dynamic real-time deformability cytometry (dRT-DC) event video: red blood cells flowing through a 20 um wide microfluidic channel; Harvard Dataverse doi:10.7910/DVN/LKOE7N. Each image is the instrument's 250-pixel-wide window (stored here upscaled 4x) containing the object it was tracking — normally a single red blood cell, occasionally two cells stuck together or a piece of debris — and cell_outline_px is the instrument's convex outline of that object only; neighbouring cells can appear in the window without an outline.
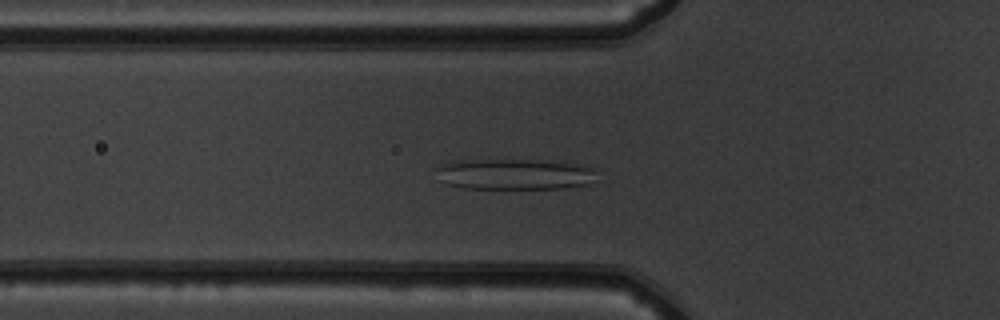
{"species": "common noctule bat (a hibernating species)", "species_latin": "Nyctalus noctula", "temperature_condition": "warm", "stored_images_in_passage": 50, "camera_frame_rate_fps": 3000, "um_per_image_px": 0.085, "animal": {"sex": "male", "body_mass_g": 19.5, "forearm_length_mm": 54.6}, "frame": {"image": 1, "passage_image": 16, "time_ms": 5.0, "image_size_px": [1000, 320], "cell_outline_px": [[596, 172], [592, 184], [564, 188], [460, 188], [444, 184], [440, 180], [432, 168], [452, 160], [532, 160], [588, 164]], "centroid_in_image_um": [43.7, 14.8], "position_along_channel_um": 82.1, "area_um2": 29.42}}
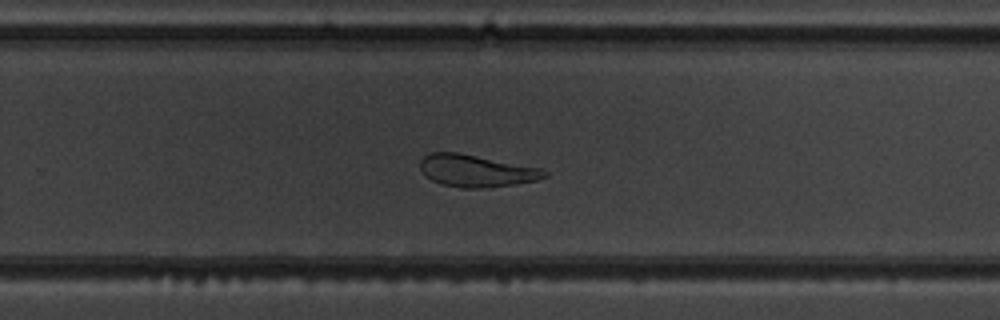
{"frame": {"image": 2, "passage_image": 32, "time_ms": 10.333, "image_size_px": [1000, 320], "cell_outline_px": [[548, 176], [536, 180], [516, 184], [488, 188], [460, 188], [440, 184], [424, 176], [420, 168], [420, 160], [424, 156], [432, 152], [460, 152], [540, 168], [548, 172]], "centroid_in_image_um": [40.46, 14.52], "position_along_channel_um": 289.3, "area_um2": 23.52}}
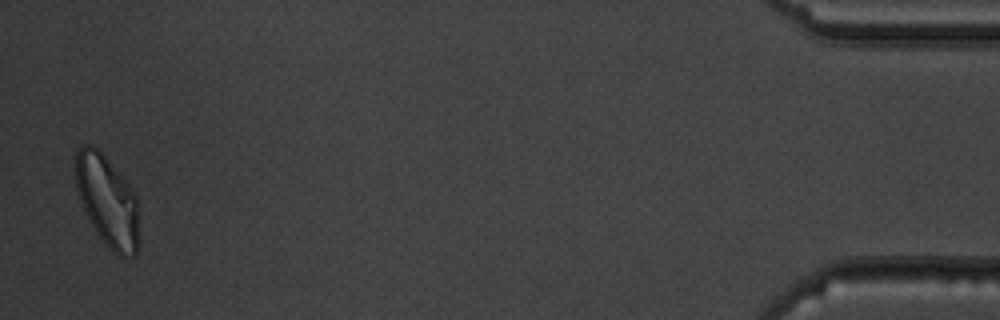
{"frame": {"image": 3, "passage_image": 49, "time_ms": 16.0, "image_size_px": [1000, 320], "cell_outline_px": [[140, 232], [136, 256], [120, 256], [96, 232], [84, 208], [76, 188], [72, 156], [76, 148], [84, 144], [92, 144], [104, 156], [128, 184], [136, 196]], "centroid_in_image_um": [9.1, 17.02], "position_along_channel_um": 426.1, "area_um2": 33.64}, "authors_computed_cell_mechanics": {"area_um2": 29.6803, "velocity_mm_per_s": 3.8855, "shape_relaxation_time_tau1_ms": 9.4041, "shape_relaxation_time_tau2_ms": 2.3131, "deformation_change_tau1": 0.2302, "deformation_change_tau2": 0.1093}}